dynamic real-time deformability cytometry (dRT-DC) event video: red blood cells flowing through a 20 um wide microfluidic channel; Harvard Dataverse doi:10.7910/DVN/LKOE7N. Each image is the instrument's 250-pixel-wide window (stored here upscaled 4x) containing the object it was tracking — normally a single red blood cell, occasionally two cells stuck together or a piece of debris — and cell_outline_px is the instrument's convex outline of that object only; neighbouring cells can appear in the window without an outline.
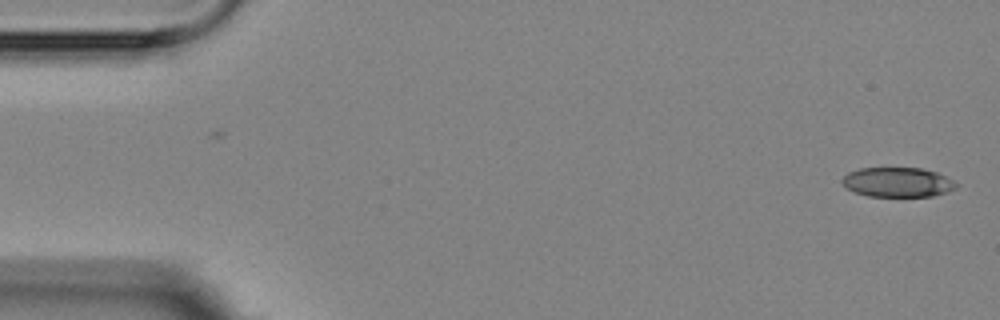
{"species": "Egyptian fruit bat (a non-hibernating species)", "species_latin": "Rousettus aegyptiacus", "temperature_condition": "room temperature", "stored_images_in_passage": 4, "camera_frame_rate_fps": 3000, "um_per_image_px": 0.085, "animal": {"sex": "female"}, "frame": {"image": 1, "passage_image": 1, "time_ms": 0.0, "image_size_px": [1000, 320], "cell_outline_px": [[956, 188], [948, 192], [932, 196], [868, 196], [856, 192], [848, 188], [840, 180], [848, 172], [860, 168], [920, 168], [936, 172], [952, 180], [956, 184]], "centroid_in_image_um": [76.29, 15.48], "position_along_channel_um": 8.7, "area_um2": 19.48}}
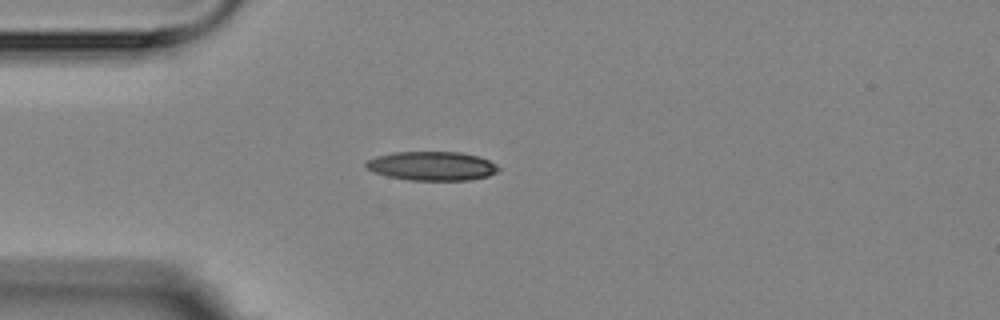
{"frame": {"image": 2, "passage_image": 4, "time_ms": 4.333, "image_size_px": [1000, 320], "cell_outline_px": [[500, 168], [496, 172], [488, 176], [468, 180], [408, 180], [388, 176], [376, 172], [368, 168], [364, 164], [368, 160], [376, 156], [392, 152], [460, 152], [476, 156], [488, 160], [496, 164]], "centroid_in_image_um": [36.72, 14.1], "position_along_channel_um": 48.3, "area_um2": 22.2}}